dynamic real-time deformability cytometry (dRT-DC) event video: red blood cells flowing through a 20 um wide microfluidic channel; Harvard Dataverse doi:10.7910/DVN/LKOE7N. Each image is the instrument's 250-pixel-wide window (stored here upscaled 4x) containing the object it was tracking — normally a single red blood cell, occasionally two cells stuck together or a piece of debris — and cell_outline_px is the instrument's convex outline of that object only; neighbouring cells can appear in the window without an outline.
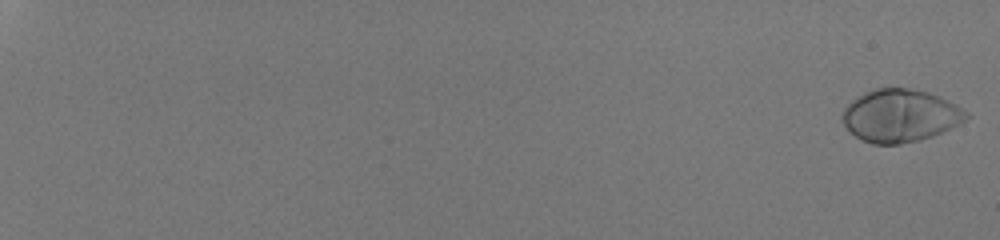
{"species": "human", "species_latin": "Homo sapiens", "temperature_condition": "room temperature", "stored_images_in_passage": 54, "camera_frame_rate_fps": 3000, "um_per_image_px": 0.085, "donor": {"sex": "male"}, "frame": {"image": 1, "passage_image": 1, "time_ms": 0.0, "image_size_px": [1000, 240], "cell_outline_px": [[972, 116], [952, 128], [932, 136], [920, 140], [900, 144], [872, 144], [860, 140], [844, 124], [840, 116], [844, 108], [856, 96], [872, 88], [908, 88], [928, 92], [968, 112]], "centroid_in_image_um": [76.48, 9.84], "position_along_channel_um": 8.5, "area_um2": 37.97}}
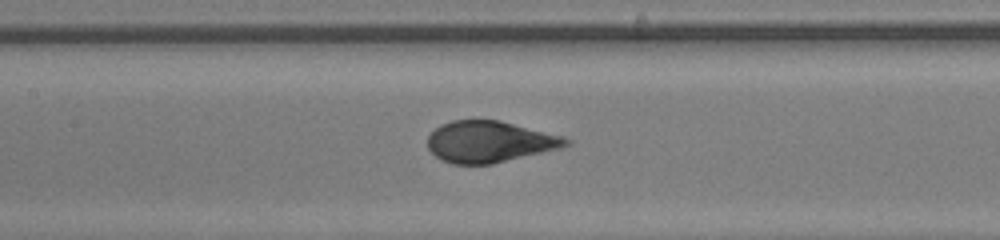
{"frame": {"image": 2, "passage_image": 32, "time_ms": 10.333, "image_size_px": [1000, 240], "cell_outline_px": [[572, 144], [560, 148], [492, 164], [452, 164], [436, 156], [428, 148], [428, 136], [440, 124], [452, 120], [500, 120], [560, 136], [572, 140]], "centroid_in_image_um": [41.6, 12.04], "position_along_channel_um": 165.8, "area_um2": 33.06}}
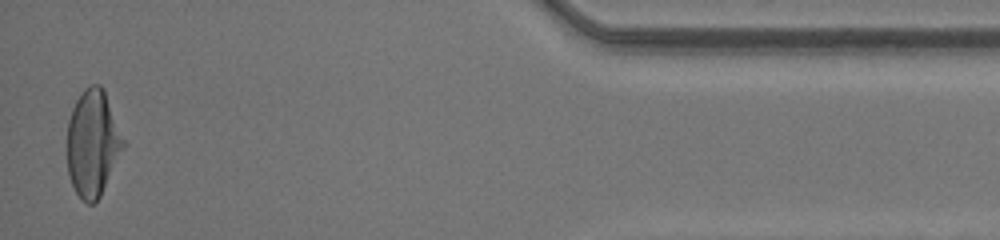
{"frame": {"image": 3, "passage_image": 54, "time_ms": 17.667, "image_size_px": [1000, 240], "cell_outline_px": [[128, 144], [100, 196], [92, 204], [88, 204], [76, 192], [72, 184], [68, 172], [68, 120], [72, 108], [76, 100], [84, 88], [92, 84], [100, 84], [104, 92]], "centroid_in_image_um": [7.92, 12.17], "position_along_channel_um": 427.3, "area_um2": 35.03}, "authors_computed_cell_mechanics": {"area_um2": 35.3447, "velocity_mm_per_s": 4.2542, "shape_relaxation_time_tau1_ms": 3.6736, "shape_relaxation_time_tau2_ms": null, "deformation_change_tau1": 0.2205, "deformation_change_tau2": null}}